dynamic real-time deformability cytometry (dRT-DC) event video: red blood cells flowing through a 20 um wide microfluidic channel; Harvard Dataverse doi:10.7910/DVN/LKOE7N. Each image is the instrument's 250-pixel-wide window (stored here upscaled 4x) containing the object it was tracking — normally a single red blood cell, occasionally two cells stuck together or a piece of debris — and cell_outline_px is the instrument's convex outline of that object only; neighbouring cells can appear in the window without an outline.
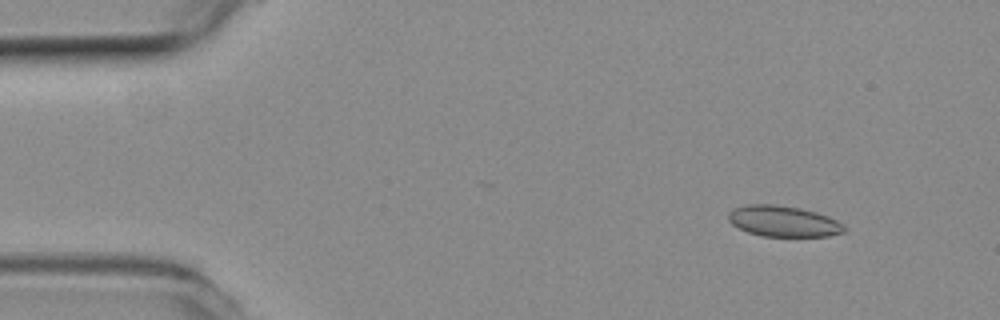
{"species": "common noctule bat (a hibernating species)", "species_latin": "Nyctalus noctula", "temperature_condition": "room temperature", "stored_images_in_passage": 4, "camera_frame_rate_fps": 3000, "um_per_image_px": 0.085, "animal": {"sex": "female", "body_mass_g": 19.3, "forearm_length_mm": 54.1}, "frame": {"image": 1, "passage_image": 1, "time_ms": 0.0, "image_size_px": [1000, 320], "cell_outline_px": [[848, 228], [844, 232], [828, 236], [764, 236], [748, 232], [732, 224], [728, 220], [728, 212], [744, 204], [776, 204], [800, 208], [816, 212], [828, 216], [836, 220]], "centroid_in_image_um": [66.59, 18.8], "position_along_channel_um": 18.4, "area_um2": 20.87}}
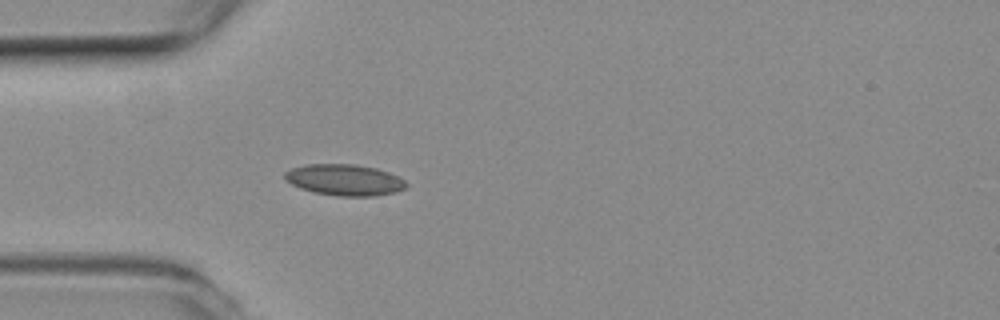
{"frame": {"image": 2, "passage_image": 4, "time_ms": 1.0, "image_size_px": [1000, 320], "cell_outline_px": [[408, 184], [404, 188], [396, 192], [376, 196], [340, 196], [312, 192], [300, 188], [284, 180], [284, 172], [292, 168], [304, 164], [356, 164], [376, 168], [388, 172], [404, 180]], "centroid_in_image_um": [29.26, 15.29], "position_along_channel_um": 55.7, "area_um2": 22.2}}